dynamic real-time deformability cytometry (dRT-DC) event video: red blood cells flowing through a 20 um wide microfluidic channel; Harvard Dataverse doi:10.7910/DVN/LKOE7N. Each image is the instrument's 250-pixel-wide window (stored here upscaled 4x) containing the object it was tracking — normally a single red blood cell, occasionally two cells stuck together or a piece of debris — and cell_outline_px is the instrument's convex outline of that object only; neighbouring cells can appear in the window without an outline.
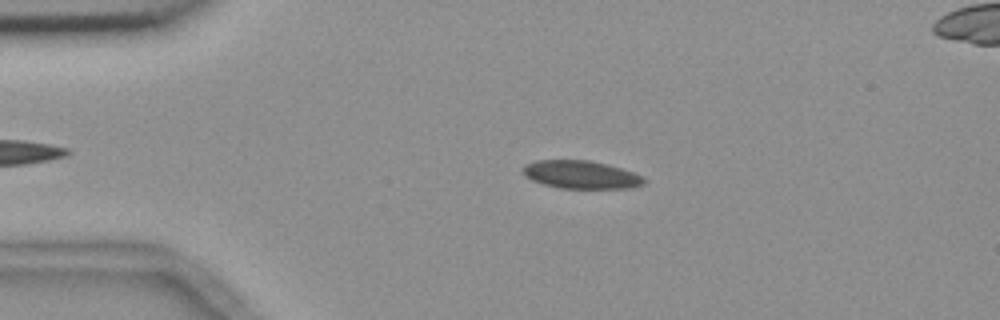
{"species": "common noctule bat (a hibernating species)", "species_latin": "Nyctalus noctula", "temperature_condition": "room temperature", "stored_images_in_passage": 48, "camera_frame_rate_fps": 3000, "um_per_image_px": 0.085, "animal": {"sex": "female", "body_mass_g": 18.4}, "frame": {"image": 1, "passage_image": 11, "time_ms": 3.333, "image_size_px": [1000, 320], "cell_outline_px": [[648, 180], [644, 184], [628, 188], [560, 188], [544, 184], [532, 180], [524, 172], [524, 168], [528, 164], [536, 160], [588, 160], [608, 164], [632, 172]], "centroid_in_image_um": [49.43, 14.84], "position_along_channel_um": 35.6, "area_um2": 19.42}}
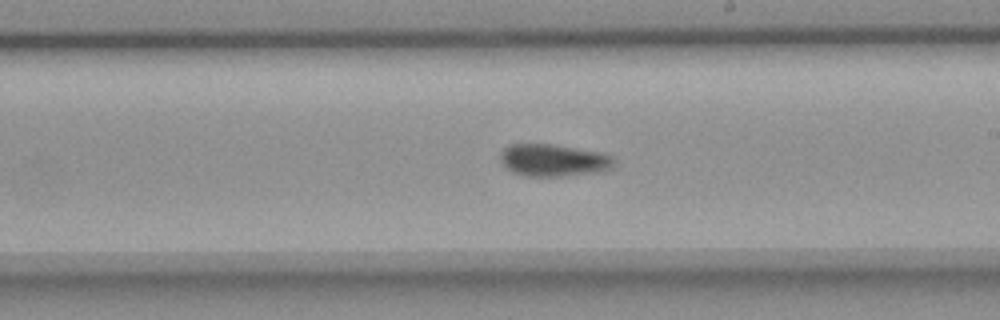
{"frame": {"image": 2, "passage_image": 31, "time_ms": 10.0, "image_size_px": [1000, 320], "cell_outline_px": [[616, 164], [612, 168], [604, 172], [564, 176], [524, 176], [512, 172], [500, 160], [500, 152], [508, 144], [552, 144], [600, 152], [612, 156], [616, 160]], "centroid_in_image_um": [47.09, 13.63], "position_along_channel_um": 241.9, "area_um2": 21.68}}
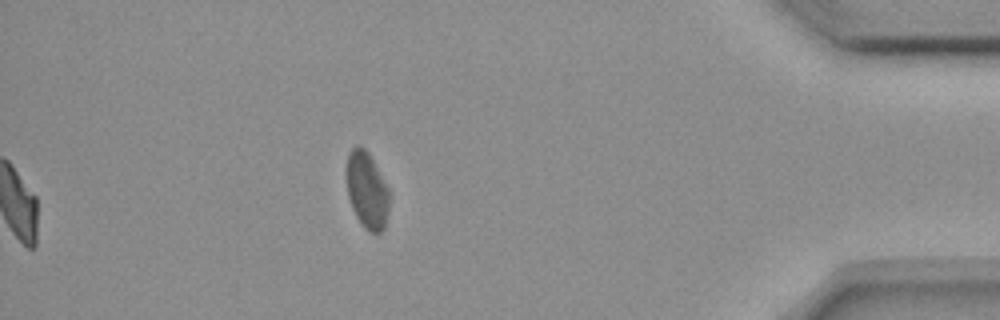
{"frame": {"image": 3, "passage_image": 48, "time_ms": 15.667, "image_size_px": [1000, 320], "cell_outline_px": [[388, 208], [384, 228], [380, 232], [368, 232], [364, 228], [356, 216], [352, 208], [348, 196], [344, 172], [348, 152], [356, 144], [360, 144], [368, 152], [388, 188]], "centroid_in_image_um": [31.13, 16.12], "position_along_channel_um": 404.1, "area_um2": 19.31}, "authors_computed_cell_mechanics": {"area_um2": 20.5479, "velocity_mm_per_s": 3.6545, "shape_relaxation_time_tau1_ms": 8.5192, "shape_relaxation_time_tau2_ms": 4.5036, "deformation_change_tau1": 0.1093, "deformation_change_tau2": 0.0721}}